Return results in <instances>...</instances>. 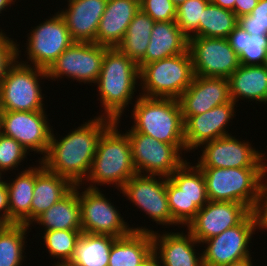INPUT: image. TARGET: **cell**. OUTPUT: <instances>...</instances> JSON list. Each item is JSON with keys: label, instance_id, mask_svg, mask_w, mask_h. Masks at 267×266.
Segmentation results:
<instances>
[{"label": "cell", "instance_id": "obj_1", "mask_svg": "<svg viewBox=\"0 0 267 266\" xmlns=\"http://www.w3.org/2000/svg\"><path fill=\"white\" fill-rule=\"evenodd\" d=\"M113 122L98 115L61 139L55 137L52 130L47 153L39 161L47 170L65 177L73 185L86 183L84 180L89 175L98 142Z\"/></svg>", "mask_w": 267, "mask_h": 266}, {"label": "cell", "instance_id": "obj_2", "mask_svg": "<svg viewBox=\"0 0 267 266\" xmlns=\"http://www.w3.org/2000/svg\"><path fill=\"white\" fill-rule=\"evenodd\" d=\"M138 64L116 47L109 48L104 55L102 68L96 81L99 101L104 109L101 116L111 120L121 119L124 109L133 104L139 80ZM105 114V115H104Z\"/></svg>", "mask_w": 267, "mask_h": 266}, {"label": "cell", "instance_id": "obj_3", "mask_svg": "<svg viewBox=\"0 0 267 266\" xmlns=\"http://www.w3.org/2000/svg\"><path fill=\"white\" fill-rule=\"evenodd\" d=\"M120 119L114 121L103 133L98 142L89 175L85 179L87 188L115 185L119 192L135 174L132 148L127 133L118 131Z\"/></svg>", "mask_w": 267, "mask_h": 266}, {"label": "cell", "instance_id": "obj_4", "mask_svg": "<svg viewBox=\"0 0 267 266\" xmlns=\"http://www.w3.org/2000/svg\"><path fill=\"white\" fill-rule=\"evenodd\" d=\"M132 110L131 128L154 139L175 145L187 152L184 137V120L177 99L154 98L138 95Z\"/></svg>", "mask_w": 267, "mask_h": 266}, {"label": "cell", "instance_id": "obj_5", "mask_svg": "<svg viewBox=\"0 0 267 266\" xmlns=\"http://www.w3.org/2000/svg\"><path fill=\"white\" fill-rule=\"evenodd\" d=\"M198 168L205 178L209 201L238 202L250 211L267 177V168Z\"/></svg>", "mask_w": 267, "mask_h": 266}, {"label": "cell", "instance_id": "obj_6", "mask_svg": "<svg viewBox=\"0 0 267 266\" xmlns=\"http://www.w3.org/2000/svg\"><path fill=\"white\" fill-rule=\"evenodd\" d=\"M194 76L189 50L176 56L150 62L140 69L138 86H142L140 87L142 93L139 95L178 100L190 86Z\"/></svg>", "mask_w": 267, "mask_h": 266}, {"label": "cell", "instance_id": "obj_7", "mask_svg": "<svg viewBox=\"0 0 267 266\" xmlns=\"http://www.w3.org/2000/svg\"><path fill=\"white\" fill-rule=\"evenodd\" d=\"M190 164V165H189ZM185 162L166 177V192L173 220L181 227L187 226L200 208L209 201L202 171Z\"/></svg>", "mask_w": 267, "mask_h": 266}, {"label": "cell", "instance_id": "obj_8", "mask_svg": "<svg viewBox=\"0 0 267 266\" xmlns=\"http://www.w3.org/2000/svg\"><path fill=\"white\" fill-rule=\"evenodd\" d=\"M48 79L47 70L17 59L0 82V111H41L44 108L40 79Z\"/></svg>", "mask_w": 267, "mask_h": 266}, {"label": "cell", "instance_id": "obj_9", "mask_svg": "<svg viewBox=\"0 0 267 266\" xmlns=\"http://www.w3.org/2000/svg\"><path fill=\"white\" fill-rule=\"evenodd\" d=\"M74 185L78 192L82 232L89 234L111 235L116 238L126 236L132 231L150 232L145 226L131 227L100 189H90ZM82 188L84 191L80 192Z\"/></svg>", "mask_w": 267, "mask_h": 266}, {"label": "cell", "instance_id": "obj_10", "mask_svg": "<svg viewBox=\"0 0 267 266\" xmlns=\"http://www.w3.org/2000/svg\"><path fill=\"white\" fill-rule=\"evenodd\" d=\"M32 29L26 41V57L29 60L24 62L19 59L21 57L19 44H17V59L24 64L48 70L74 41L59 10L52 18L45 19Z\"/></svg>", "mask_w": 267, "mask_h": 266}, {"label": "cell", "instance_id": "obj_11", "mask_svg": "<svg viewBox=\"0 0 267 266\" xmlns=\"http://www.w3.org/2000/svg\"><path fill=\"white\" fill-rule=\"evenodd\" d=\"M126 133L138 174L168 178L187 161L182 158V152L175 145L160 142L149 135L134 131L131 127Z\"/></svg>", "mask_w": 267, "mask_h": 266}, {"label": "cell", "instance_id": "obj_12", "mask_svg": "<svg viewBox=\"0 0 267 266\" xmlns=\"http://www.w3.org/2000/svg\"><path fill=\"white\" fill-rule=\"evenodd\" d=\"M110 47L89 42H73L47 70L49 80L65 76L84 84L96 83L105 52Z\"/></svg>", "mask_w": 267, "mask_h": 266}, {"label": "cell", "instance_id": "obj_13", "mask_svg": "<svg viewBox=\"0 0 267 266\" xmlns=\"http://www.w3.org/2000/svg\"><path fill=\"white\" fill-rule=\"evenodd\" d=\"M45 110L41 111H0V133L15 139L29 153L42 154L48 150L52 126Z\"/></svg>", "mask_w": 267, "mask_h": 266}, {"label": "cell", "instance_id": "obj_14", "mask_svg": "<svg viewBox=\"0 0 267 266\" xmlns=\"http://www.w3.org/2000/svg\"><path fill=\"white\" fill-rule=\"evenodd\" d=\"M121 191L130 203L144 211L157 225L179 227L169 209L166 177L137 173L125 183Z\"/></svg>", "mask_w": 267, "mask_h": 266}, {"label": "cell", "instance_id": "obj_15", "mask_svg": "<svg viewBox=\"0 0 267 266\" xmlns=\"http://www.w3.org/2000/svg\"><path fill=\"white\" fill-rule=\"evenodd\" d=\"M188 50L194 75L228 79L241 65L227 38L191 37Z\"/></svg>", "mask_w": 267, "mask_h": 266}, {"label": "cell", "instance_id": "obj_16", "mask_svg": "<svg viewBox=\"0 0 267 266\" xmlns=\"http://www.w3.org/2000/svg\"><path fill=\"white\" fill-rule=\"evenodd\" d=\"M256 231V221L251 211L238 225L209 238L202 251L204 266H226L230 263L250 257L249 244Z\"/></svg>", "mask_w": 267, "mask_h": 266}, {"label": "cell", "instance_id": "obj_17", "mask_svg": "<svg viewBox=\"0 0 267 266\" xmlns=\"http://www.w3.org/2000/svg\"><path fill=\"white\" fill-rule=\"evenodd\" d=\"M208 141L201 146L202 153L196 163L197 167L214 168H267L265 153L256 150L245 140L231 136ZM266 163V164H265Z\"/></svg>", "mask_w": 267, "mask_h": 266}, {"label": "cell", "instance_id": "obj_18", "mask_svg": "<svg viewBox=\"0 0 267 266\" xmlns=\"http://www.w3.org/2000/svg\"><path fill=\"white\" fill-rule=\"evenodd\" d=\"M250 212L242 203L208 201L199 209L186 229L201 244L203 241L238 225Z\"/></svg>", "mask_w": 267, "mask_h": 266}, {"label": "cell", "instance_id": "obj_19", "mask_svg": "<svg viewBox=\"0 0 267 266\" xmlns=\"http://www.w3.org/2000/svg\"><path fill=\"white\" fill-rule=\"evenodd\" d=\"M235 106L238 107L231 100L196 116H182L187 152L202 148L201 145L208 141L230 135L226 127L236 116Z\"/></svg>", "mask_w": 267, "mask_h": 266}, {"label": "cell", "instance_id": "obj_20", "mask_svg": "<svg viewBox=\"0 0 267 266\" xmlns=\"http://www.w3.org/2000/svg\"><path fill=\"white\" fill-rule=\"evenodd\" d=\"M182 116H196L231 101L227 78L195 75L178 99Z\"/></svg>", "mask_w": 267, "mask_h": 266}, {"label": "cell", "instance_id": "obj_21", "mask_svg": "<svg viewBox=\"0 0 267 266\" xmlns=\"http://www.w3.org/2000/svg\"><path fill=\"white\" fill-rule=\"evenodd\" d=\"M180 232L151 233L153 254L161 266H204L202 252L199 254L196 252L198 249H195V246L201 244L187 229L188 234Z\"/></svg>", "mask_w": 267, "mask_h": 266}, {"label": "cell", "instance_id": "obj_22", "mask_svg": "<svg viewBox=\"0 0 267 266\" xmlns=\"http://www.w3.org/2000/svg\"><path fill=\"white\" fill-rule=\"evenodd\" d=\"M68 8L59 13L64 18L74 42L96 43L99 21L108 0H67Z\"/></svg>", "mask_w": 267, "mask_h": 266}, {"label": "cell", "instance_id": "obj_23", "mask_svg": "<svg viewBox=\"0 0 267 266\" xmlns=\"http://www.w3.org/2000/svg\"><path fill=\"white\" fill-rule=\"evenodd\" d=\"M139 10L140 0H108L99 21L96 43L110 48L116 47Z\"/></svg>", "mask_w": 267, "mask_h": 266}, {"label": "cell", "instance_id": "obj_24", "mask_svg": "<svg viewBox=\"0 0 267 266\" xmlns=\"http://www.w3.org/2000/svg\"><path fill=\"white\" fill-rule=\"evenodd\" d=\"M188 38L176 21L155 22L145 56L137 63L139 70L146 64L185 53Z\"/></svg>", "mask_w": 267, "mask_h": 266}, {"label": "cell", "instance_id": "obj_25", "mask_svg": "<svg viewBox=\"0 0 267 266\" xmlns=\"http://www.w3.org/2000/svg\"><path fill=\"white\" fill-rule=\"evenodd\" d=\"M35 166V185L31 203V224L44 211L65 197L74 185L65 177L47 170L38 161Z\"/></svg>", "mask_w": 267, "mask_h": 266}, {"label": "cell", "instance_id": "obj_26", "mask_svg": "<svg viewBox=\"0 0 267 266\" xmlns=\"http://www.w3.org/2000/svg\"><path fill=\"white\" fill-rule=\"evenodd\" d=\"M228 81L230 97L235 104L239 99L267 104V70L263 65H240Z\"/></svg>", "mask_w": 267, "mask_h": 266}, {"label": "cell", "instance_id": "obj_27", "mask_svg": "<svg viewBox=\"0 0 267 266\" xmlns=\"http://www.w3.org/2000/svg\"><path fill=\"white\" fill-rule=\"evenodd\" d=\"M11 181V182H10ZM9 199V224L31 227V203L35 185V167L23 168L16 178L5 182Z\"/></svg>", "mask_w": 267, "mask_h": 266}, {"label": "cell", "instance_id": "obj_28", "mask_svg": "<svg viewBox=\"0 0 267 266\" xmlns=\"http://www.w3.org/2000/svg\"><path fill=\"white\" fill-rule=\"evenodd\" d=\"M152 253L151 233L132 231L130 234L114 240L108 266H139Z\"/></svg>", "mask_w": 267, "mask_h": 266}, {"label": "cell", "instance_id": "obj_29", "mask_svg": "<svg viewBox=\"0 0 267 266\" xmlns=\"http://www.w3.org/2000/svg\"><path fill=\"white\" fill-rule=\"evenodd\" d=\"M48 230H82L78 192L73 188L65 197L40 214L33 222Z\"/></svg>", "mask_w": 267, "mask_h": 266}, {"label": "cell", "instance_id": "obj_30", "mask_svg": "<svg viewBox=\"0 0 267 266\" xmlns=\"http://www.w3.org/2000/svg\"><path fill=\"white\" fill-rule=\"evenodd\" d=\"M116 237L82 232L71 260L65 266H108Z\"/></svg>", "mask_w": 267, "mask_h": 266}, {"label": "cell", "instance_id": "obj_31", "mask_svg": "<svg viewBox=\"0 0 267 266\" xmlns=\"http://www.w3.org/2000/svg\"><path fill=\"white\" fill-rule=\"evenodd\" d=\"M154 23L155 21L140 9L116 48L138 63L145 56Z\"/></svg>", "mask_w": 267, "mask_h": 266}, {"label": "cell", "instance_id": "obj_32", "mask_svg": "<svg viewBox=\"0 0 267 266\" xmlns=\"http://www.w3.org/2000/svg\"><path fill=\"white\" fill-rule=\"evenodd\" d=\"M24 224H0V266H21L26 257L27 231Z\"/></svg>", "mask_w": 267, "mask_h": 266}, {"label": "cell", "instance_id": "obj_33", "mask_svg": "<svg viewBox=\"0 0 267 266\" xmlns=\"http://www.w3.org/2000/svg\"><path fill=\"white\" fill-rule=\"evenodd\" d=\"M237 25L238 18L233 11L210 2L199 20V37L227 38Z\"/></svg>", "mask_w": 267, "mask_h": 266}, {"label": "cell", "instance_id": "obj_34", "mask_svg": "<svg viewBox=\"0 0 267 266\" xmlns=\"http://www.w3.org/2000/svg\"><path fill=\"white\" fill-rule=\"evenodd\" d=\"M42 236L49 255L58 258L52 265L65 266L72 258L82 230H48ZM60 260V261H59Z\"/></svg>", "mask_w": 267, "mask_h": 266}, {"label": "cell", "instance_id": "obj_35", "mask_svg": "<svg viewBox=\"0 0 267 266\" xmlns=\"http://www.w3.org/2000/svg\"><path fill=\"white\" fill-rule=\"evenodd\" d=\"M211 0H187L177 7L176 24L189 39L199 37V20Z\"/></svg>", "mask_w": 267, "mask_h": 266}, {"label": "cell", "instance_id": "obj_36", "mask_svg": "<svg viewBox=\"0 0 267 266\" xmlns=\"http://www.w3.org/2000/svg\"><path fill=\"white\" fill-rule=\"evenodd\" d=\"M29 152L15 139L4 136L0 133V170L9 172L18 170V166L22 163L27 157Z\"/></svg>", "mask_w": 267, "mask_h": 266}, {"label": "cell", "instance_id": "obj_37", "mask_svg": "<svg viewBox=\"0 0 267 266\" xmlns=\"http://www.w3.org/2000/svg\"><path fill=\"white\" fill-rule=\"evenodd\" d=\"M267 55V35H250L246 32L245 48L238 55L241 65H263Z\"/></svg>", "mask_w": 267, "mask_h": 266}, {"label": "cell", "instance_id": "obj_38", "mask_svg": "<svg viewBox=\"0 0 267 266\" xmlns=\"http://www.w3.org/2000/svg\"><path fill=\"white\" fill-rule=\"evenodd\" d=\"M238 25L250 35H267V0H259L250 15L238 18Z\"/></svg>", "mask_w": 267, "mask_h": 266}, {"label": "cell", "instance_id": "obj_39", "mask_svg": "<svg viewBox=\"0 0 267 266\" xmlns=\"http://www.w3.org/2000/svg\"><path fill=\"white\" fill-rule=\"evenodd\" d=\"M140 9L155 22L176 20L177 7L171 0H140Z\"/></svg>", "mask_w": 267, "mask_h": 266}, {"label": "cell", "instance_id": "obj_40", "mask_svg": "<svg viewBox=\"0 0 267 266\" xmlns=\"http://www.w3.org/2000/svg\"><path fill=\"white\" fill-rule=\"evenodd\" d=\"M17 60V41L0 31V82L9 67Z\"/></svg>", "mask_w": 267, "mask_h": 266}, {"label": "cell", "instance_id": "obj_41", "mask_svg": "<svg viewBox=\"0 0 267 266\" xmlns=\"http://www.w3.org/2000/svg\"><path fill=\"white\" fill-rule=\"evenodd\" d=\"M264 182L260 188V192L257 198L256 205L254 209L252 210L254 217H255L257 230L267 229V180L266 181L264 180Z\"/></svg>", "mask_w": 267, "mask_h": 266}, {"label": "cell", "instance_id": "obj_42", "mask_svg": "<svg viewBox=\"0 0 267 266\" xmlns=\"http://www.w3.org/2000/svg\"><path fill=\"white\" fill-rule=\"evenodd\" d=\"M227 40L230 46L234 49L237 55H239L245 48L246 43V31L237 25L228 35Z\"/></svg>", "mask_w": 267, "mask_h": 266}, {"label": "cell", "instance_id": "obj_43", "mask_svg": "<svg viewBox=\"0 0 267 266\" xmlns=\"http://www.w3.org/2000/svg\"><path fill=\"white\" fill-rule=\"evenodd\" d=\"M0 224H9V199L5 183L0 186Z\"/></svg>", "mask_w": 267, "mask_h": 266}, {"label": "cell", "instance_id": "obj_44", "mask_svg": "<svg viewBox=\"0 0 267 266\" xmlns=\"http://www.w3.org/2000/svg\"><path fill=\"white\" fill-rule=\"evenodd\" d=\"M259 0H235L234 13L237 18L250 15Z\"/></svg>", "mask_w": 267, "mask_h": 266}, {"label": "cell", "instance_id": "obj_45", "mask_svg": "<svg viewBox=\"0 0 267 266\" xmlns=\"http://www.w3.org/2000/svg\"><path fill=\"white\" fill-rule=\"evenodd\" d=\"M214 5L234 12L235 0H211Z\"/></svg>", "mask_w": 267, "mask_h": 266}, {"label": "cell", "instance_id": "obj_46", "mask_svg": "<svg viewBox=\"0 0 267 266\" xmlns=\"http://www.w3.org/2000/svg\"><path fill=\"white\" fill-rule=\"evenodd\" d=\"M139 266H161L158 258L152 253L141 265Z\"/></svg>", "mask_w": 267, "mask_h": 266}, {"label": "cell", "instance_id": "obj_47", "mask_svg": "<svg viewBox=\"0 0 267 266\" xmlns=\"http://www.w3.org/2000/svg\"><path fill=\"white\" fill-rule=\"evenodd\" d=\"M251 261H252V257L250 256V257L243 258L241 260L234 261L226 266H253V263Z\"/></svg>", "mask_w": 267, "mask_h": 266}, {"label": "cell", "instance_id": "obj_48", "mask_svg": "<svg viewBox=\"0 0 267 266\" xmlns=\"http://www.w3.org/2000/svg\"><path fill=\"white\" fill-rule=\"evenodd\" d=\"M14 2H16V0H0V14H2L4 10L6 11V8L11 6V4H15Z\"/></svg>", "mask_w": 267, "mask_h": 266}, {"label": "cell", "instance_id": "obj_49", "mask_svg": "<svg viewBox=\"0 0 267 266\" xmlns=\"http://www.w3.org/2000/svg\"><path fill=\"white\" fill-rule=\"evenodd\" d=\"M171 1L176 7H179L181 4L185 3L187 0H171Z\"/></svg>", "mask_w": 267, "mask_h": 266}, {"label": "cell", "instance_id": "obj_50", "mask_svg": "<svg viewBox=\"0 0 267 266\" xmlns=\"http://www.w3.org/2000/svg\"><path fill=\"white\" fill-rule=\"evenodd\" d=\"M2 172H3V171H1V170H0V186H2V185H3V184L6 182V181H7V180H5V181H4V180H2V179H3V177H4V176H1V175H3V173H2Z\"/></svg>", "mask_w": 267, "mask_h": 266}, {"label": "cell", "instance_id": "obj_51", "mask_svg": "<svg viewBox=\"0 0 267 266\" xmlns=\"http://www.w3.org/2000/svg\"><path fill=\"white\" fill-rule=\"evenodd\" d=\"M263 66H264L265 69L267 70V55H266L265 62H264V64H263Z\"/></svg>", "mask_w": 267, "mask_h": 266}]
</instances>
